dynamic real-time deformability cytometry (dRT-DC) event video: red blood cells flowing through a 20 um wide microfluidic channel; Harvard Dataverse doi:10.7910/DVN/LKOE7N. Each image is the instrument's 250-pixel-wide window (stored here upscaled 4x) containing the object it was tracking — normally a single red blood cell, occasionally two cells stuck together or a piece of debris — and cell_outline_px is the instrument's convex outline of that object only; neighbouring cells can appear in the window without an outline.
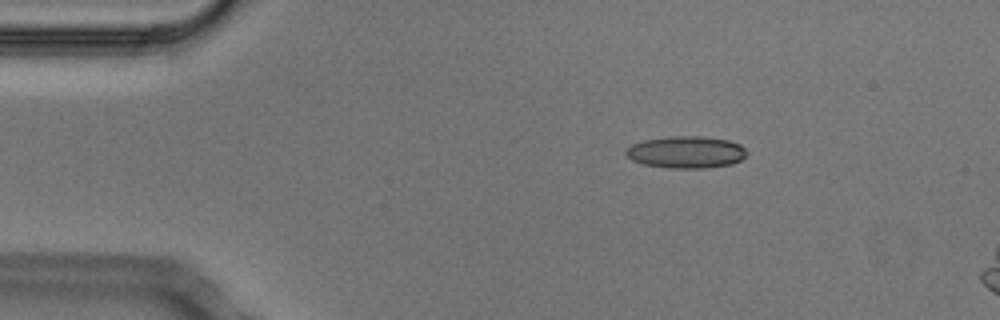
{"species": "Egyptian fruit bat (a non-hibernating species)", "species_latin": "Rousettus aegyptiacus", "temperature_condition": "cold", "stored_images_in_passage": 15, "camera_frame_rate_fps": 3000, "um_per_image_px": 0.085, "animal": {"sex": "male"}, "frame": {"image": 1, "passage_image": 9, "time_ms": 2.667, "image_size_px": [1000, 320], "cell_outline_px": [[748, 152], [740, 160], [732, 164], [704, 168], [668, 168], [644, 164], [632, 160], [624, 152], [624, 148], [632, 144], [644, 140], [672, 136], [700, 136], [728, 140], [740, 144]], "centroid_in_image_um": [58.3, 12.93], "position_along_channel_um": 26.7, "area_um2": 22.54}}